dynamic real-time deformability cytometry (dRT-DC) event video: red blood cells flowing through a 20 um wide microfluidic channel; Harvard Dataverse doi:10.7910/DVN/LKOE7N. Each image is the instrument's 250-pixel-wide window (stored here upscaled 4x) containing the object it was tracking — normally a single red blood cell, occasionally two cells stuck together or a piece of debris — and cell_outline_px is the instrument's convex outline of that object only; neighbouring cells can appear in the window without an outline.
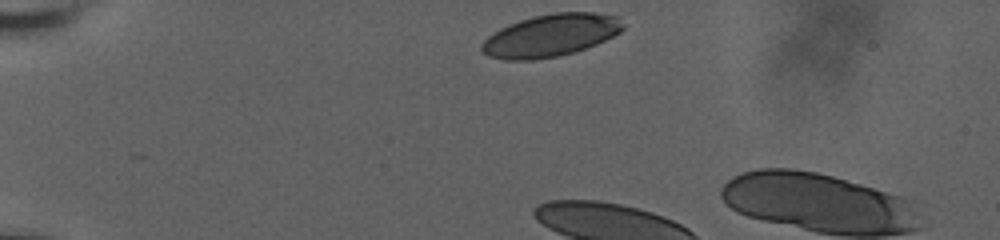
{"species": "human", "species_latin": "Homo sapiens", "temperature_condition": "room temperature", "stored_images_in_passage": 5, "camera_frame_rate_fps": 3000, "um_per_image_px": 0.085, "donor": {"sex": "male"}, "frame": {"image": 1, "passage_image": 1, "time_ms": 0.0, "image_size_px": [1000, 240], "cell_outline_px": [[624, 28], [620, 32], [596, 44], [560, 56], [532, 60], [504, 60], [488, 56], [480, 48], [480, 44], [492, 32], [508, 24], [532, 16], [556, 12], [592, 12], [620, 16], [624, 24]], "centroid_in_image_um": [46.8, 3.0], "position_along_channel_um": 38.2, "area_um2": 35.08}}